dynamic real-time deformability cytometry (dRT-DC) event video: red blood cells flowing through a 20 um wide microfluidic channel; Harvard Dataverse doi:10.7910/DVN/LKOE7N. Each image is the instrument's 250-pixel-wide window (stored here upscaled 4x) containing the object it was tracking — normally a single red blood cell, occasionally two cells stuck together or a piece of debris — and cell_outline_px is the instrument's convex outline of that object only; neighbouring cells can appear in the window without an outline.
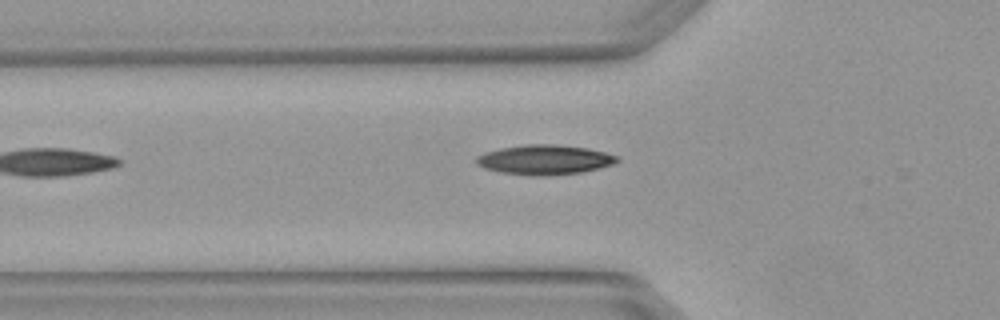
{"species": "Egyptian fruit bat (a non-hibernating species)", "species_latin": "Rousettus aegyptiacus", "temperature_condition": "warm", "stored_images_in_passage": 3, "camera_frame_rate_fps": 3000, "um_per_image_px": 0.085, "animal": {"sex": "female"}, "frame": {"image": 1, "passage_image": 3, "time_ms": 0.667, "image_size_px": [1000, 320], "cell_outline_px": [[620, 160], [612, 164], [600, 168], [584, 172], [544, 176], [532, 176], [500, 172], [484, 168], [476, 164], [476, 156], [484, 152], [500, 148], [524, 144], [556, 144], [588, 148], [620, 156]], "centroid_in_image_um": [46.29, 13.57], "position_along_channel_um": 79.5, "area_um2": 24.68}}